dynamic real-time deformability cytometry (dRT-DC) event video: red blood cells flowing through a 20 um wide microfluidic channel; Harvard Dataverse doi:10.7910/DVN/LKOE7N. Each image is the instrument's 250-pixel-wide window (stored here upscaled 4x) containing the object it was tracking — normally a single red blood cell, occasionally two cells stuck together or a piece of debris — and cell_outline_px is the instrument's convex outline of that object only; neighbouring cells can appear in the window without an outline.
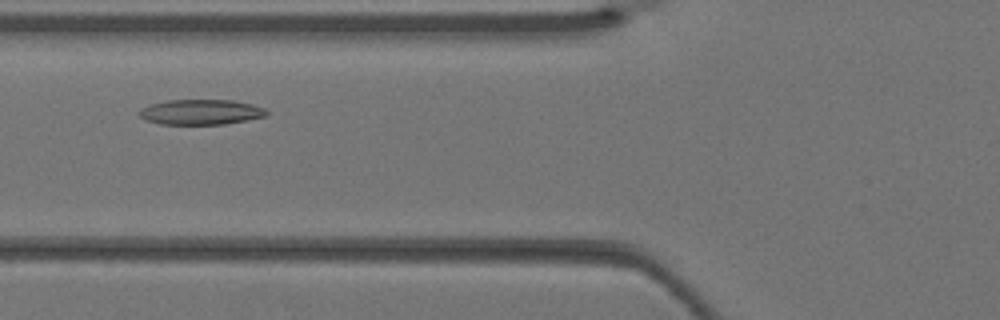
{"species": "Egyptian fruit bat (a non-hibernating species)", "species_latin": "Rousettus aegyptiacus", "temperature_condition": "warm", "stored_images_in_passage": 3, "camera_frame_rate_fps": 3000, "um_per_image_px": 0.085, "animal": {"sex": "female"}, "frame": {"image": 1, "passage_image": 3, "time_ms": 0.667, "image_size_px": [1000, 320], "cell_outline_px": [[268, 116], [224, 124], [160, 124], [144, 120], [136, 112], [140, 108], [152, 104], [168, 100], [232, 100], [252, 104], [264, 108], [268, 112]], "centroid_in_image_um": [17.05, 9.52], "position_along_channel_um": 108.7, "area_um2": 18.79}}